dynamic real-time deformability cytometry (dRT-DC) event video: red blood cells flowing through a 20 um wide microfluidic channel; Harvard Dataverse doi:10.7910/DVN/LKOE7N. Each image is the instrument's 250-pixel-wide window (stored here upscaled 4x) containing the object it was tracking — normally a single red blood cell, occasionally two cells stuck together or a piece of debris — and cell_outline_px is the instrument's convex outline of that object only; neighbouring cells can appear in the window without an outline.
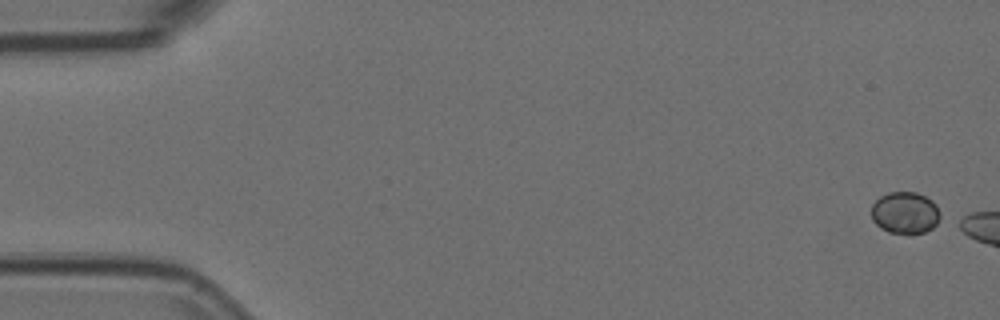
{"species": "Egyptian fruit bat (a non-hibernating species)", "species_latin": "Rousettus aegyptiacus", "temperature_condition": "room temperature", "stored_images_in_passage": 7, "camera_frame_rate_fps": 3000, "um_per_image_px": 0.085, "animal": {"sex": "female"}, "frame": {"image": 1, "passage_image": 1, "time_ms": 0.0, "image_size_px": [1000, 320], "cell_outline_px": [[940, 216], [936, 224], [932, 228], [924, 232], [908, 236], [888, 232], [880, 228], [872, 220], [872, 204], [880, 196], [888, 192], [916, 192], [932, 200], [936, 204], [940, 212]], "centroid_in_image_um": [76.92, 18.11], "position_along_channel_um": 8.1, "area_um2": 17.17}}